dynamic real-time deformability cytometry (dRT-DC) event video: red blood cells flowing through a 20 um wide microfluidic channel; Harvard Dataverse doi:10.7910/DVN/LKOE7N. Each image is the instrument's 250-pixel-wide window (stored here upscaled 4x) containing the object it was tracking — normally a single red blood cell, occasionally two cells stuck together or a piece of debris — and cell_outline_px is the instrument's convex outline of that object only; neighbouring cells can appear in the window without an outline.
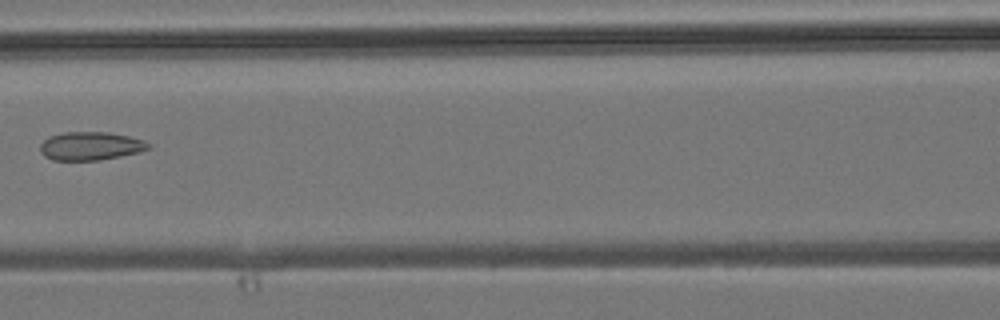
{"species": "common noctule bat (a hibernating species)", "species_latin": "Nyctalus noctula", "temperature_condition": "room temperature", "stored_images_in_passage": 6, "camera_frame_rate_fps": 3000, "um_per_image_px": 0.085, "animal": {"sex": "male", "body_mass_g": 19.2, "forearm_length_mm": 51.8}, "frame": {"image": 1, "passage_image": 6, "time_ms": 6.667, "image_size_px": [1000, 320], "cell_outline_px": [[152, 148], [120, 156], [100, 160], [52, 160], [44, 156], [40, 152], [40, 144], [48, 136], [64, 132], [108, 132], [128, 136], [144, 140], [152, 144]], "centroid_in_image_um": [7.68, 12.4], "position_along_channel_um": 158.9, "area_um2": 17.98}}